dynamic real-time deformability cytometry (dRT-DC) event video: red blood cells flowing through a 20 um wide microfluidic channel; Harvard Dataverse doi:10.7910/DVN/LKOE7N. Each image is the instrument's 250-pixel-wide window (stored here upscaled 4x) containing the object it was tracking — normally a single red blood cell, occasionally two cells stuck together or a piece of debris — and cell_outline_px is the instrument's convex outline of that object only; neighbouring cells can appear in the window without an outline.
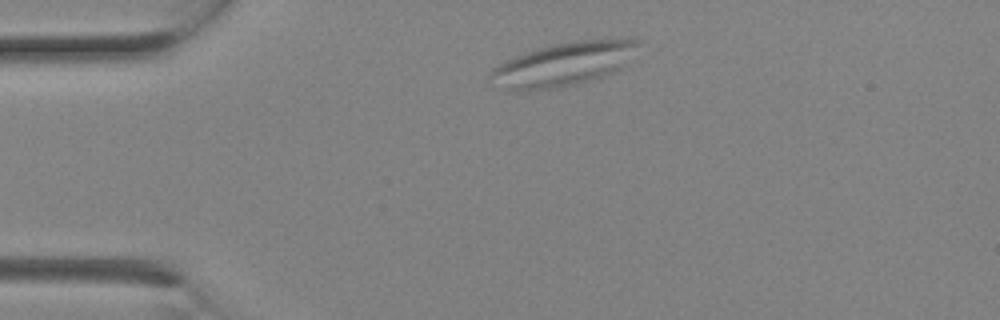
{"species": "Egyptian fruit bat (a non-hibernating species)", "species_latin": "Rousettus aegyptiacus", "temperature_condition": "room temperature", "stored_images_in_passage": 3, "camera_frame_rate_fps": 3000, "um_per_image_px": 0.085, "animal": {"sex": "female"}, "frame": {"image": 1, "passage_image": 3, "time_ms": 0.667, "image_size_px": [1000, 320], "cell_outline_px": [[644, 40], [620, 68], [612, 72], [592, 80], [576, 84], [556, 88], [524, 92], [508, 92], [488, 76], [488, 72], [492, 68], [504, 60], [552, 44], [572, 40], [620, 36], [636, 36]], "centroid_in_image_um": [47.96, 5.41], "position_along_channel_um": 37.0, "area_um2": 38.67}}